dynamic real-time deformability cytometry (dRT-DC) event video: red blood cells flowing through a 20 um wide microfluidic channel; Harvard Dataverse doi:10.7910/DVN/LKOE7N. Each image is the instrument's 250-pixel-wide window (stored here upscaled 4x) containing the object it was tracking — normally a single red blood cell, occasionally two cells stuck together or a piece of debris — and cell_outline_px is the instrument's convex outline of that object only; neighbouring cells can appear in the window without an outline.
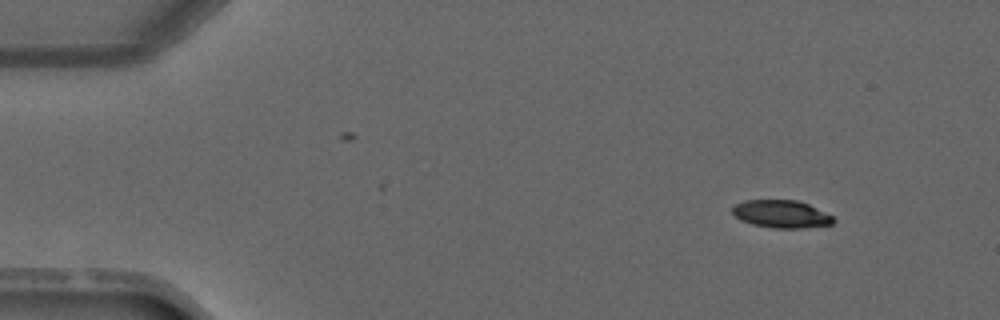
{"species": "common noctule bat (a hibernating species)", "species_latin": "Nyctalus noctula", "temperature_condition": "warm", "stored_images_in_passage": 4, "camera_frame_rate_fps": 3000, "um_per_image_px": 0.085, "animal": {"sex": "male", "forearm_length_mm": 52.5}, "frame": {"image": 1, "passage_image": 1, "time_ms": 0.0, "image_size_px": [1000, 320], "cell_outline_px": [[836, 220], [832, 224], [800, 228], [772, 228], [752, 224], [740, 220], [732, 212], [732, 208], [736, 204], [744, 200], [796, 200], [808, 204], [832, 216]], "centroid_in_image_um": [66.39, 18.19], "position_along_channel_um": 18.6, "area_um2": 16.18}}
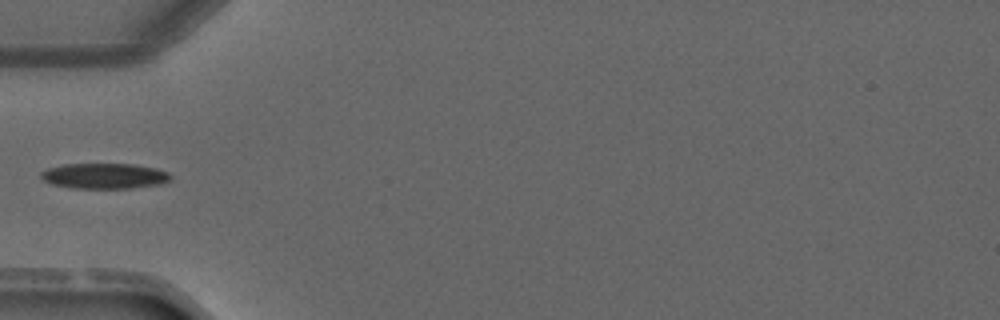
{"frame": {"image": 2, "passage_image": 4, "time_ms": 3.333, "image_size_px": [1000, 320], "cell_outline_px": [[172, 180], [160, 184], [132, 188], [68, 188], [52, 184], [44, 180], [40, 176], [40, 172], [48, 168], [64, 164], [132, 164], [156, 168], [168, 172], [172, 176]], "centroid_in_image_um": [8.89, 14.96], "position_along_channel_um": 76.1, "area_um2": 19.36}}